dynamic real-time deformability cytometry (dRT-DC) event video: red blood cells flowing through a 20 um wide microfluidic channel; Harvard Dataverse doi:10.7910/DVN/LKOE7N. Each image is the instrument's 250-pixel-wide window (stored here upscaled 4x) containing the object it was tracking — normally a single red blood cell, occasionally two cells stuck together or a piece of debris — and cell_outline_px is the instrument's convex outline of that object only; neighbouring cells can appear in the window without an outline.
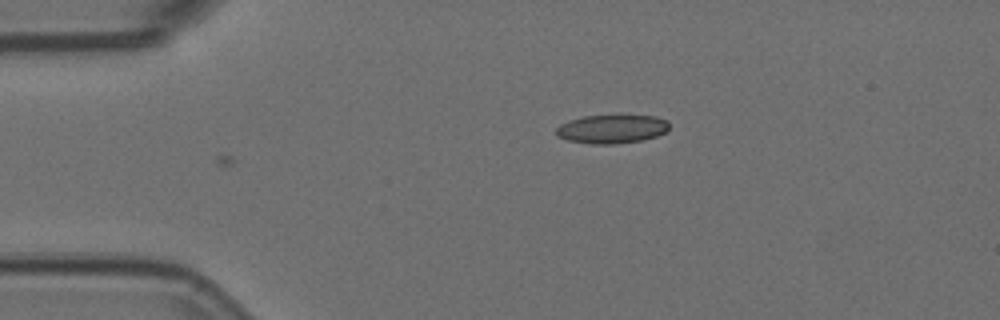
{"species": "Egyptian fruit bat (a non-hibernating species)", "species_latin": "Rousettus aegyptiacus", "temperature_condition": "room temperature", "stored_images_in_passage": 12, "camera_frame_rate_fps": 3000, "um_per_image_px": 0.085, "animal": {"sex": "female"}, "frame": {"image": 1, "passage_image": 12, "time_ms": 3.667, "image_size_px": [1000, 320], "cell_outline_px": [[668, 128], [664, 132], [656, 136], [640, 140], [612, 144], [592, 144], [568, 140], [556, 136], [556, 128], [560, 124], [568, 120], [584, 116], [616, 112], [620, 112], [656, 116], [668, 120]], "centroid_in_image_um": [52.0, 10.89], "position_along_channel_um": 33.0, "area_um2": 19.77}}